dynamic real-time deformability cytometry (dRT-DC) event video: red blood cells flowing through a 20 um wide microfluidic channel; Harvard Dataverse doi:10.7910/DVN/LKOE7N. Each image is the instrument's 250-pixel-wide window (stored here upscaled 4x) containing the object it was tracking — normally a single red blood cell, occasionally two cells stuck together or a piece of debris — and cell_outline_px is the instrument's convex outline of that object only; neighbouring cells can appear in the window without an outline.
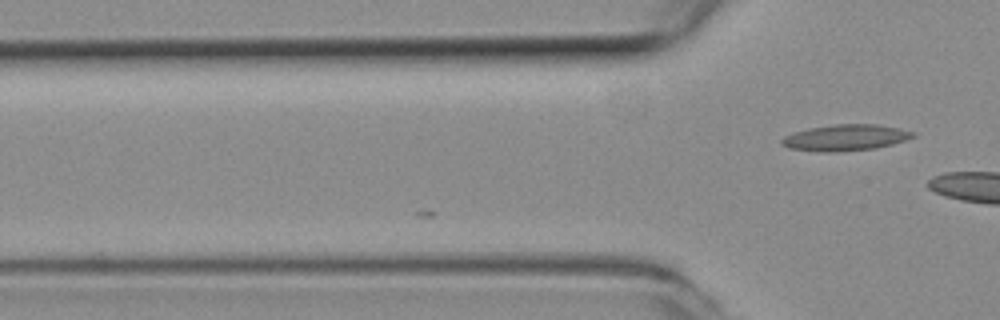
{"species": "common noctule bat (a hibernating species)", "species_latin": "Nyctalus noctula", "temperature_condition": "room temperature", "stored_images_in_passage": 12, "camera_frame_rate_fps": 3000, "um_per_image_px": 0.085, "animal": {"sex": "female", "body_mass_g": 19.3, "forearm_length_mm": 54.1}, "frame": {"image": 1, "passage_image": 12, "time_ms": 3.667, "image_size_px": [1000, 320], "cell_outline_px": [[916, 136], [892, 144], [876, 148], [836, 152], [824, 152], [788, 148], [780, 144], [780, 140], [784, 136], [808, 128], [836, 124], [876, 124], [900, 128], [916, 132]], "centroid_in_image_um": [71.87, 11.7], "position_along_channel_um": 53.9, "area_um2": 20.06}}